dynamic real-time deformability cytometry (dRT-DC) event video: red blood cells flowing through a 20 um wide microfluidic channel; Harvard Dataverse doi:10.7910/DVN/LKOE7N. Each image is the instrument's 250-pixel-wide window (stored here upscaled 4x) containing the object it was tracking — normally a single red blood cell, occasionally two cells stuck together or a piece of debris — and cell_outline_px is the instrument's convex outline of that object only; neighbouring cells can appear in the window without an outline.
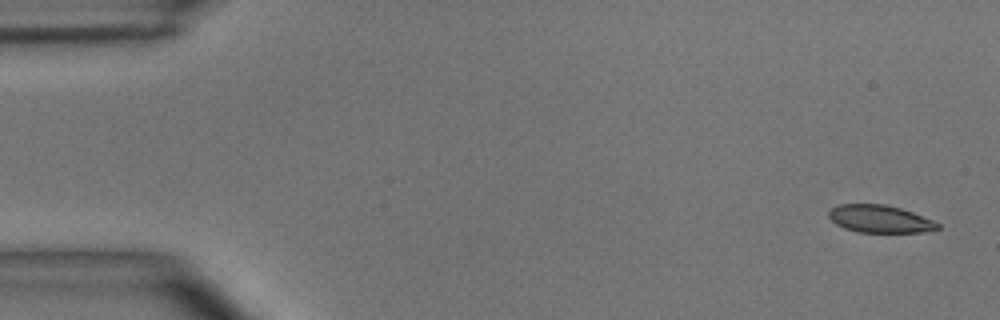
{"species": "common noctule bat (a hibernating species)", "species_latin": "Nyctalus noctula", "temperature_condition": "room temperature", "stored_images_in_passage": 6, "camera_frame_rate_fps": 3000, "um_per_image_px": 0.085, "animal": {"sex": "male", "body_mass_g": 15.6}, "frame": {"image": 1, "passage_image": 1, "time_ms": 0.0, "image_size_px": [1000, 320], "cell_outline_px": [[940, 228], [924, 232], [856, 232], [844, 228], [836, 224], [828, 216], [828, 212], [832, 208], [840, 204], [884, 204], [900, 208], [912, 212], [932, 220], [940, 224]], "centroid_in_image_um": [74.77, 18.61], "position_along_channel_um": 10.2, "area_um2": 17.4}}
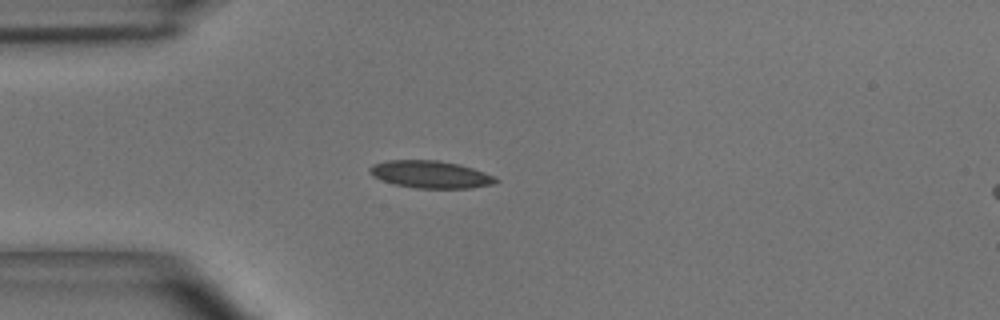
{"frame": {"image": 2, "passage_image": 4, "time_ms": 1.0, "image_size_px": [1000, 320], "cell_outline_px": [[500, 180], [492, 184], [472, 188], [416, 188], [396, 184], [372, 176], [368, 172], [368, 168], [372, 164], [388, 160], [436, 160], [460, 164], [496, 176]], "centroid_in_image_um": [36.6, 14.82], "position_along_channel_um": 48.4, "area_um2": 20.11}}
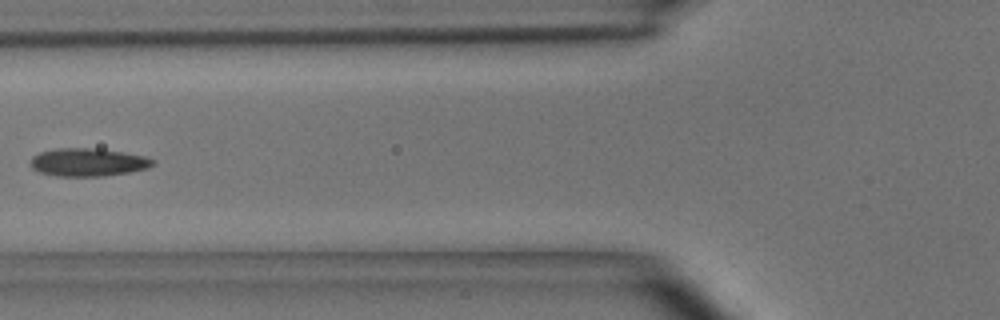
{"frame": {"image": 3, "passage_image": 6, "time_ms": 1.667, "image_size_px": [1000, 320], "cell_outline_px": [[156, 164], [148, 168], [132, 172], [104, 176], [56, 176], [40, 172], [32, 168], [32, 156], [40, 152], [56, 148], [96, 148], [144, 156], [156, 160]], "centroid_in_image_um": [7.52, 13.79], "position_along_channel_um": 118.3, "area_um2": 20.0}}